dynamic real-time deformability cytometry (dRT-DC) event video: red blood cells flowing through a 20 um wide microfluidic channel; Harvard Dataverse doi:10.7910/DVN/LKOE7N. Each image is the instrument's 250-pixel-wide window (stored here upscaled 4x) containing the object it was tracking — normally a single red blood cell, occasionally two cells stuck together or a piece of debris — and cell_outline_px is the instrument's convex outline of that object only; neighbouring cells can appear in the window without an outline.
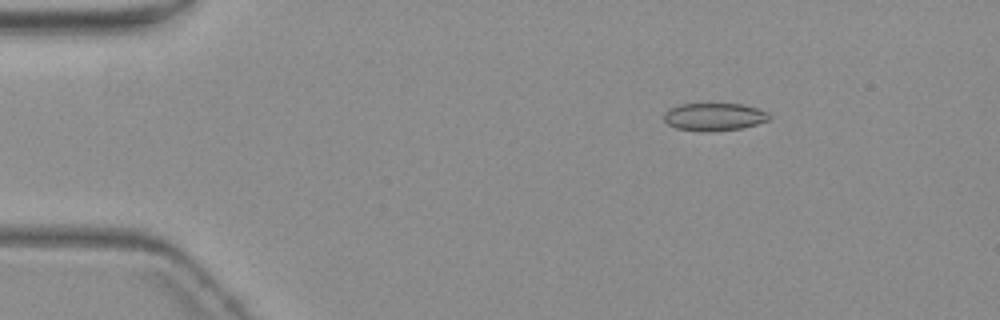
{"species": "common noctule bat (a hibernating species)", "species_latin": "Nyctalus noctula", "temperature_condition": "warm", "stored_images_in_passage": 3, "camera_frame_rate_fps": 3000, "um_per_image_px": 0.085, "animal": {"sex": "female", "body_mass_g": 19.3, "forearm_length_mm": 54.1}, "frame": {"image": 1, "passage_image": 1, "time_ms": 0.0, "image_size_px": [1000, 320], "cell_outline_px": [[772, 116], [768, 120], [756, 124], [740, 128], [712, 132], [700, 132], [676, 128], [668, 124], [664, 120], [664, 112], [668, 108], [680, 104], [740, 104], [756, 108], [768, 112]], "centroid_in_image_um": [60.67, 9.94], "position_along_channel_um": 24.3, "area_um2": 17.11}}